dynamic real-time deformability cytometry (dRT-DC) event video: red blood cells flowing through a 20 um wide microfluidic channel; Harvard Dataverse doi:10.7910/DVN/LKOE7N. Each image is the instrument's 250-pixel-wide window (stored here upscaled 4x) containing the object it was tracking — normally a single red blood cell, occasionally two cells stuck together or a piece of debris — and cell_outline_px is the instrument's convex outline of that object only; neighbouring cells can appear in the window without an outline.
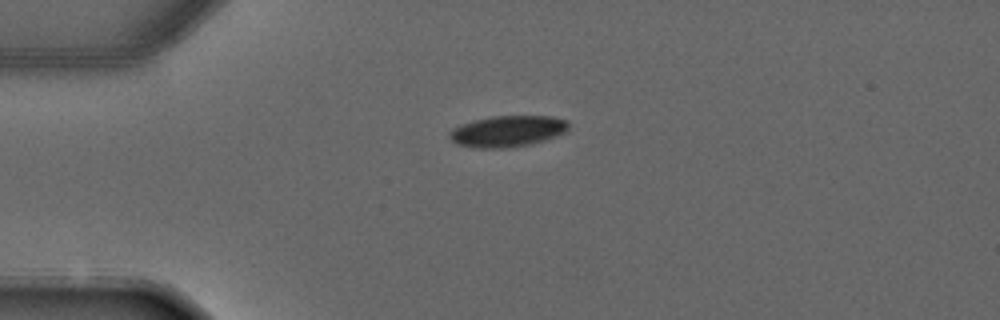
{"species": "common noctule bat (a hibernating species)", "species_latin": "Nyctalus noctula", "temperature_condition": "warm", "stored_images_in_passage": 2, "camera_frame_rate_fps": 3000, "um_per_image_px": 0.085, "animal": {"sex": "male", "forearm_length_mm": 52.5}, "frame": {"image": 1, "passage_image": 1, "time_ms": 0.0, "image_size_px": [1000, 320], "cell_outline_px": [[568, 132], [544, 140], [528, 144], [508, 148], [476, 148], [456, 144], [448, 136], [448, 132], [452, 128], [460, 124], [472, 120], [492, 116], [552, 116], [568, 120]], "centroid_in_image_um": [43.12, 11.15], "position_along_channel_um": 41.9, "area_um2": 21.91}}
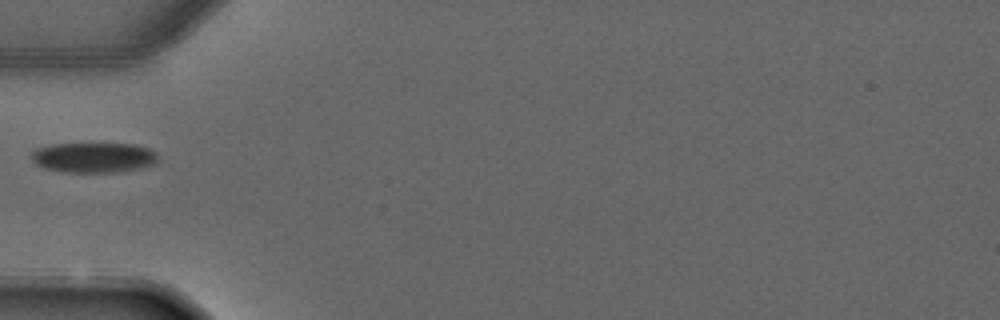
{"frame": {"image": 2, "passage_image": 2, "time_ms": 1.333, "image_size_px": [1000, 320], "cell_outline_px": [[156, 160], [152, 164], [140, 168], [116, 172], [64, 172], [44, 168], [36, 164], [32, 160], [32, 152], [36, 148], [52, 144], [132, 144], [148, 148], [156, 152]], "centroid_in_image_um": [7.92, 13.39], "position_along_channel_um": 77.1, "area_um2": 22.02}}